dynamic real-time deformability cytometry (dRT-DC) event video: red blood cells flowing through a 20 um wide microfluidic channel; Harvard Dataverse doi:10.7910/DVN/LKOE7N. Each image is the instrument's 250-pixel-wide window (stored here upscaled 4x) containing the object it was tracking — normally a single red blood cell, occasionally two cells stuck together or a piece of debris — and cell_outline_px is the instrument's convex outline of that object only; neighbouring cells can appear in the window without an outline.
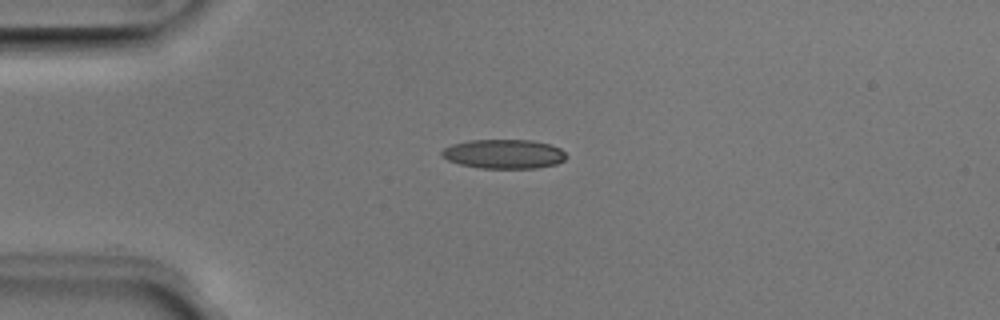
{"species": "Egyptian fruit bat (a non-hibernating species)", "species_latin": "Rousettus aegyptiacus", "temperature_condition": "room temperature", "stored_images_in_passage": 39, "camera_frame_rate_fps": 3000, "um_per_image_px": 0.085, "animal": {"sex": "male"}, "frame": {"image": 1, "passage_image": 1, "time_ms": 0.0, "image_size_px": [1000, 320], "cell_outline_px": [[568, 156], [564, 160], [556, 164], [536, 168], [480, 168], [460, 164], [448, 160], [440, 156], [440, 152], [444, 148], [452, 144], [468, 140], [532, 140], [548, 144], [560, 148]], "centroid_in_image_um": [42.81, 13.09], "position_along_channel_um": 42.2, "area_um2": 21.27}}
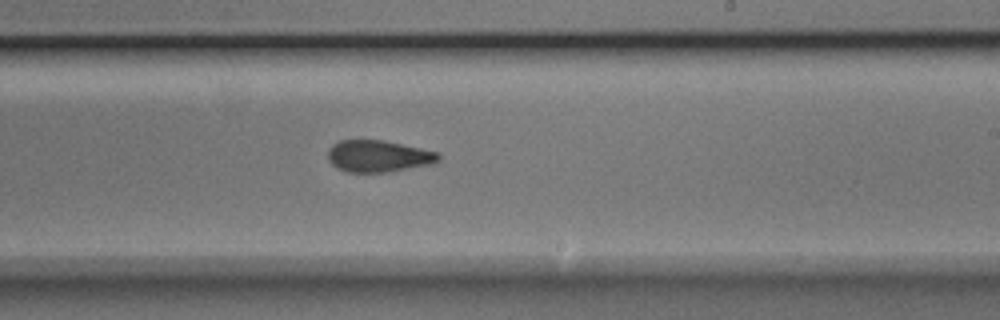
{"frame": {"image": 2, "passage_image": 19, "time_ms": 6.0, "image_size_px": [1000, 320], "cell_outline_px": [[440, 160], [436, 164], [388, 172], [348, 172], [336, 168], [328, 160], [328, 148], [332, 144], [340, 140], [384, 140], [440, 152]], "centroid_in_image_um": [32.2, 13.27], "position_along_channel_um": 256.8, "area_um2": 20.87}}
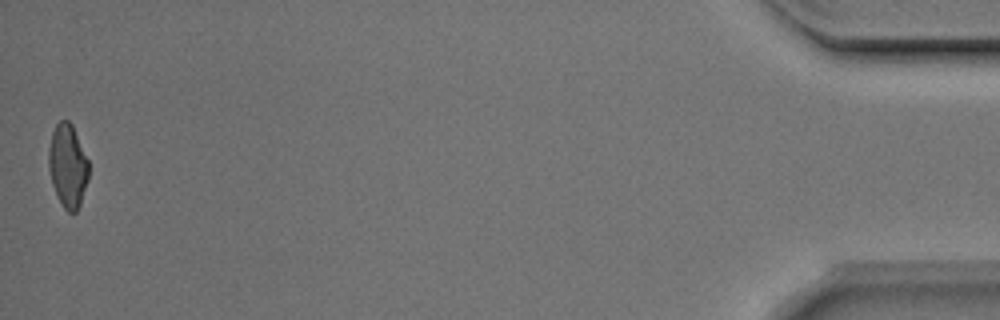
{"frame": {"image": 3, "passage_image": 39, "time_ms": 12.667, "image_size_px": [1000, 320], "cell_outline_px": [[88, 180], [80, 204], [76, 212], [68, 212], [64, 208], [56, 196], [52, 184], [48, 168], [48, 148], [52, 132], [56, 124], [60, 120], [68, 120], [72, 124], [88, 160]], "centroid_in_image_um": [5.74, 14.09], "position_along_channel_um": 429.5, "area_um2": 19.54}, "authors_computed_cell_mechanics": {"area_um2": 20.8658, "velocity_mm_per_s": 3.9929, "shape_relaxation_time_tau1_ms": 2.4919, "shape_relaxation_time_tau2_ms": 2.7337, "deformation_change_tau1": 0.1422, "deformation_change_tau2": 0.1138}}